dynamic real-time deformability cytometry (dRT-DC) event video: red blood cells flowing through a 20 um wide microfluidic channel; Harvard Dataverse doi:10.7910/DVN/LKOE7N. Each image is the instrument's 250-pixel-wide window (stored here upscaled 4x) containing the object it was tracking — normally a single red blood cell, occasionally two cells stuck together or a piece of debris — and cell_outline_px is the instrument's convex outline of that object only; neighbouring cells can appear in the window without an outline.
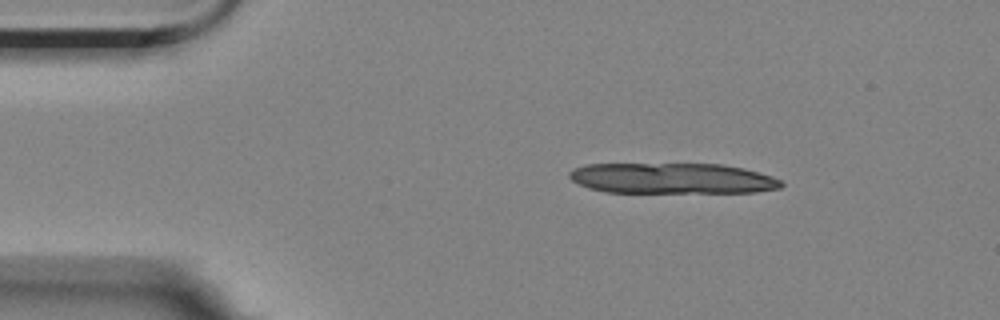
{"species": "Egyptian fruit bat (a non-hibernating species)", "species_latin": "Rousettus aegyptiacus", "temperature_condition": "room temperature", "stored_images_in_passage": 14, "camera_frame_rate_fps": 3000, "um_per_image_px": 0.085, "animal": {"sex": "female"}, "frame": {"image": 1, "passage_image": 2, "time_ms": 1.333, "image_size_px": [1000, 320], "cell_outline_px": [[784, 184], [780, 188], [756, 192], [608, 192], [588, 188], [572, 180], [568, 176], [568, 172], [576, 168], [588, 164], [724, 164], [744, 168], [772, 176], [780, 180]], "centroid_in_image_um": [57.16, 15.16], "position_along_channel_um": 27.8, "area_um2": 37.8}}
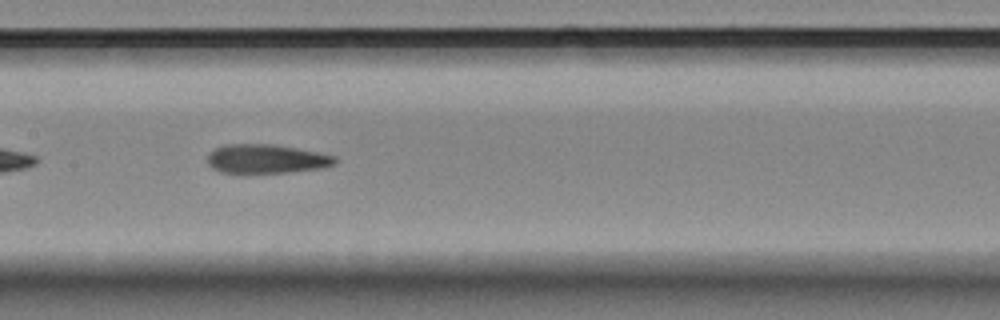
{"frame": {"image": 2, "passage_image": 7, "time_ms": 7.667, "image_size_px": [1000, 320], "cell_outline_px": [[336, 164], [320, 168], [288, 172], [220, 172], [212, 168], [208, 164], [208, 156], [216, 148], [224, 144], [272, 144], [296, 148], [336, 156]], "centroid_in_image_um": [22.64, 13.49], "position_along_channel_um": 184.8, "area_um2": 21.21}}
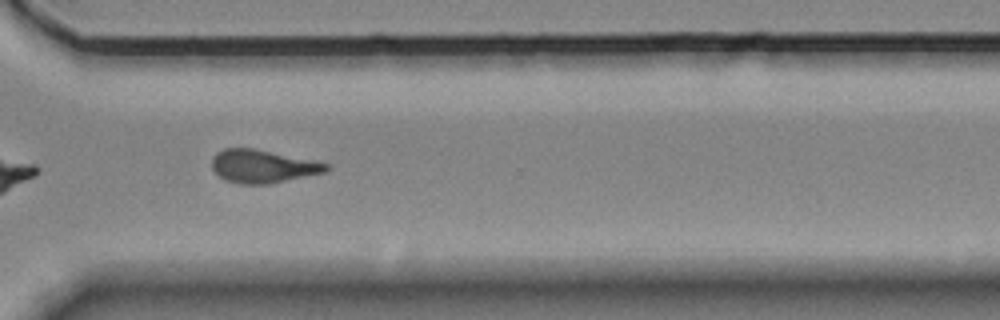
{"frame": {"image": 3, "passage_image": 11, "time_ms": 12.333, "image_size_px": [1000, 320], "cell_outline_px": [[332, 168], [324, 172], [268, 184], [240, 184], [224, 180], [212, 168], [212, 156], [216, 152], [224, 148], [256, 148], [316, 160], [328, 164]], "centroid_in_image_um": [22.33, 14.12], "position_along_channel_um": 348.3, "area_um2": 22.25}, "authors_computed_cell_mechanics": {"area_um2": 22.4264, "velocity_mm_per_s": 3.5092, "shape_relaxation_time_tau1_ms": null, "shape_relaxation_time_tau2_ms": 2.209, "deformation_change_tau1": null, "deformation_change_tau2": 0.0897}}